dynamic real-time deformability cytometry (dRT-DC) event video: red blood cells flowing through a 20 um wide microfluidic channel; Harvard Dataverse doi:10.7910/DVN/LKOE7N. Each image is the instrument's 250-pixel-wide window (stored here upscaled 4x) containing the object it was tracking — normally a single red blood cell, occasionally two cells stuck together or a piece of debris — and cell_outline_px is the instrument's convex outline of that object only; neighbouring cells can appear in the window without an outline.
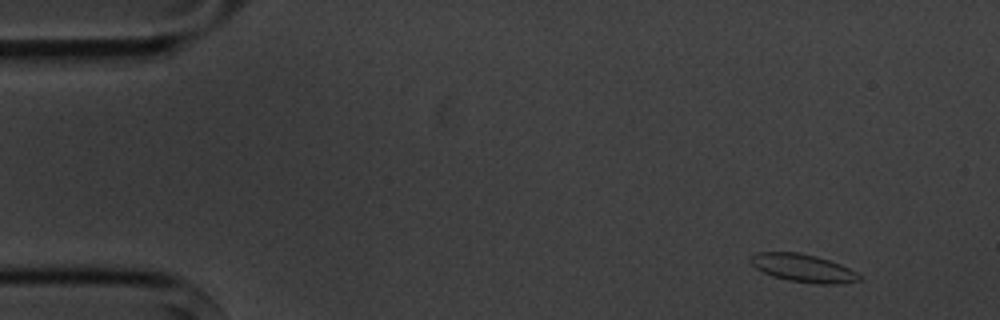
{"species": "common noctule bat (a hibernating species)", "species_latin": "Nyctalus noctula", "temperature_condition": "cold", "stored_images_in_passage": 4, "camera_frame_rate_fps": 3000, "um_per_image_px": 0.085, "animal": {"sex": "male", "body_mass_g": 20.1, "forearm_length_mm": 53.5}, "frame": {"image": 1, "passage_image": 1, "time_ms": 0.0, "image_size_px": [1000, 320], "cell_outline_px": [[864, 276], [860, 280], [836, 284], [820, 284], [788, 280], [764, 272], [756, 268], [752, 264], [752, 256], [756, 252], [800, 252], [816, 256], [840, 264]], "centroid_in_image_um": [68.31, 22.78], "position_along_channel_um": 16.7, "area_um2": 17.4}}